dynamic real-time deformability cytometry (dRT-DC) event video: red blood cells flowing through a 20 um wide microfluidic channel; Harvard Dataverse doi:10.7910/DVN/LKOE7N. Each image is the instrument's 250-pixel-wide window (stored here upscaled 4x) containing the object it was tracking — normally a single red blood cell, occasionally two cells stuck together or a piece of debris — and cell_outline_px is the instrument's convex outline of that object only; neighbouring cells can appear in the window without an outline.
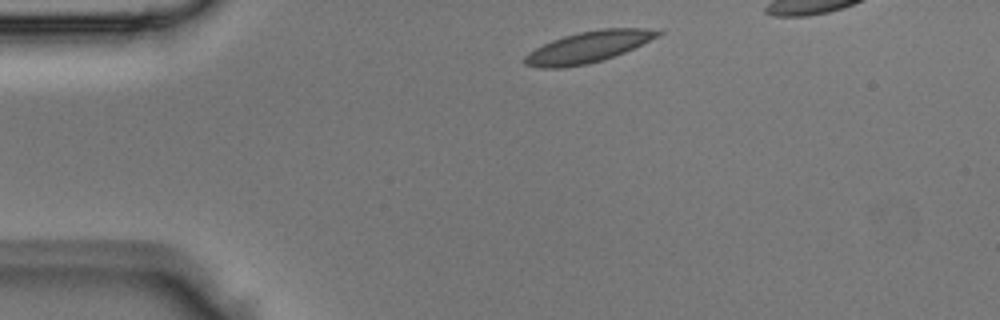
{"species": "Egyptian fruit bat (a non-hibernating species)", "species_latin": "Rousettus aegyptiacus", "temperature_condition": "room temperature", "stored_images_in_passage": 3, "segment_of_instrument_passage": [1, 2], "camera_frame_rate_fps": 3000, "um_per_image_px": 0.085, "animal": {"sex": "male"}, "frame": {"image": 1, "passage_image": 1, "time_ms": 0.0, "image_size_px": [1000, 320], "cell_outline_px": [[664, 32], [660, 36], [624, 52], [588, 64], [560, 68], [540, 68], [524, 64], [524, 56], [528, 52], [552, 40], [564, 36], [580, 32], [600, 28], [644, 28]], "centroid_in_image_um": [49.98, 3.99], "position_along_channel_um": 35.0, "area_um2": 23.99}}